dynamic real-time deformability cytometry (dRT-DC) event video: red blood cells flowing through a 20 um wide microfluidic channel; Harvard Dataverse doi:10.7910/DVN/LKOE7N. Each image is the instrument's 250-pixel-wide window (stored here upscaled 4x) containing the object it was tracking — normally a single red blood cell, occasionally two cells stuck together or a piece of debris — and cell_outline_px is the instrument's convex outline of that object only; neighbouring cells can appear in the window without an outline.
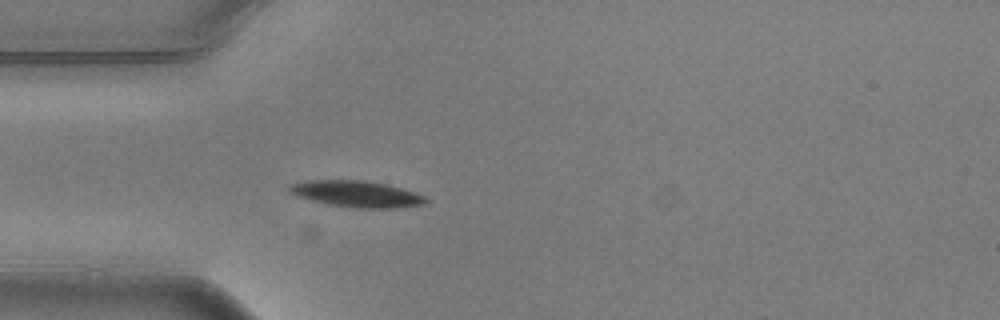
{"species": "common noctule bat (a hibernating species)", "species_latin": "Nyctalus noctula", "temperature_condition": "warm", "stored_images_in_passage": 2, "camera_frame_rate_fps": 3000, "um_per_image_px": 0.085, "animal": {"sex": "male", "body_mass_g": 20.5, "forearm_length_mm": 52.5}, "frame": {"image": 1, "passage_image": 2, "time_ms": 0.333, "image_size_px": [1000, 320], "cell_outline_px": [[428, 200], [424, 204], [396, 208], [356, 208], [328, 204], [296, 196], [288, 192], [288, 184], [308, 180], [364, 180], [384, 184], [400, 188], [424, 196]], "centroid_in_image_um": [30.25, 16.48], "position_along_channel_um": 54.8, "area_um2": 20.81}}